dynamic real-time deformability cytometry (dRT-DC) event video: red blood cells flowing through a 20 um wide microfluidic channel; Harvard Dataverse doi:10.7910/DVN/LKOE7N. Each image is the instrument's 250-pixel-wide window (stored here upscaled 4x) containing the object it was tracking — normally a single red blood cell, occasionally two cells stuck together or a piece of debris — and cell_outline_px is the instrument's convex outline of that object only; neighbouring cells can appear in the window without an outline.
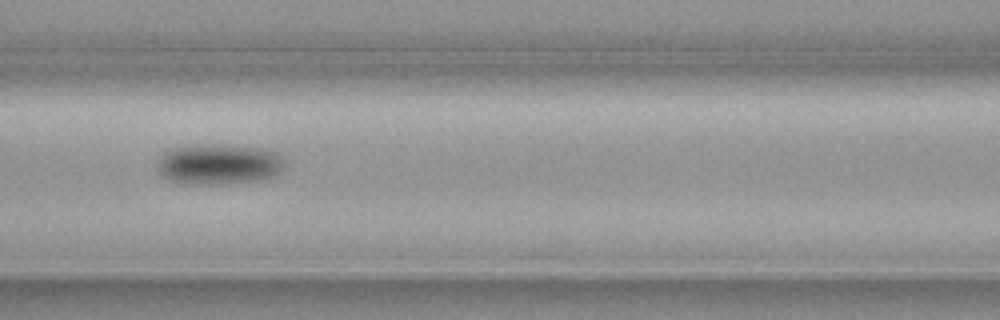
{"species": "common noctule bat (a hibernating species)", "species_latin": "Nyctalus noctula", "temperature_condition": "cold", "stored_images_in_passage": 13, "camera_frame_rate_fps": 3000, "um_per_image_px": 0.085, "animal": {"sex": "female", "body_mass_g": 19.3, "forearm_length_mm": 54.1}, "frame": {"image": 1, "passage_image": 4, "time_ms": 1.0, "image_size_px": [1000, 320], "cell_outline_px": [[284, 168], [280, 172], [264, 180], [224, 184], [188, 184], [168, 180], [160, 172], [156, 164], [160, 156], [164, 152], [172, 148], [196, 144], [220, 144], [256, 148], [276, 152], [280, 156], [284, 164]], "centroid_in_image_um": [18.57, 13.96], "position_along_channel_um": 148.0, "area_um2": 30.29}}
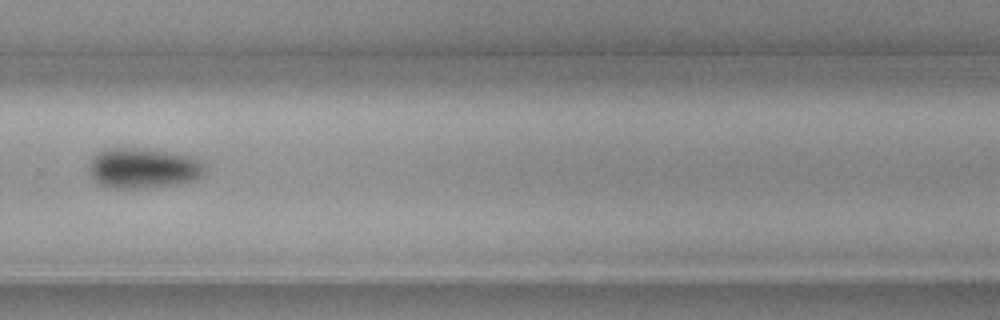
{"frame": {"image": 2, "passage_image": 8, "time_ms": 2.333, "image_size_px": [1000, 320], "cell_outline_px": [[204, 172], [200, 176], [192, 180], [172, 184], [136, 188], [116, 188], [100, 184], [92, 176], [88, 168], [92, 156], [104, 148], [136, 148], [164, 152], [188, 156], [196, 160], [200, 164]], "centroid_in_image_um": [12.06, 14.28], "position_along_channel_um": 317.7, "area_um2": 26.24}}
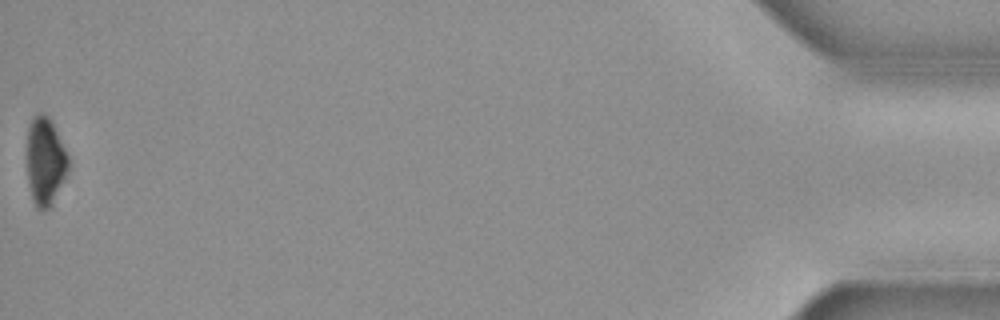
{"frame": {"image": 3, "passage_image": 13, "time_ms": 4.0, "image_size_px": [1000, 320], "cell_outline_px": [[68, 168], [52, 208], [36, 208], [32, 196], [28, 180], [28, 128], [36, 112], [40, 112], [48, 116], [68, 156]], "centroid_in_image_um": [3.85, 13.73], "position_along_channel_um": 431.4, "area_um2": 20.63}}